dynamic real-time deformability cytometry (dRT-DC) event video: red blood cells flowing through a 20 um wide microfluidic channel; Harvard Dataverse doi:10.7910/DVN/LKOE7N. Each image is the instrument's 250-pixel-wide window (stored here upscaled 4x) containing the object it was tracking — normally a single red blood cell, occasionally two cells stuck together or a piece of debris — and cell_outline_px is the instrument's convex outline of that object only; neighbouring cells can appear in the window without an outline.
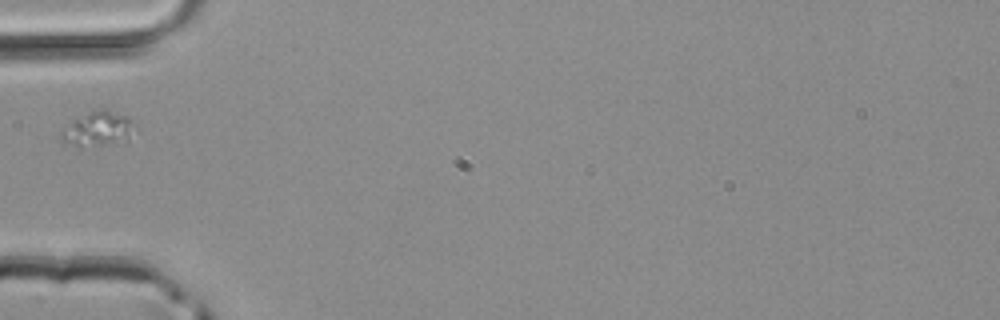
{"species": "common noctule bat (a hibernating species)", "species_latin": "Nyctalus noctula", "temperature_condition": "room temperature", "stored_images_in_passage": 1, "camera_frame_rate_fps": 3000, "um_per_image_px": 0.085, "animal": {"sex": "male", "body_mass_g": 20.4}, "frame": {"image": 1, "passage_image": 1, "time_ms": 0.0, "image_size_px": [1000, 320], "cell_outline_px": [[136, 128], [128, 140], [80, 148], [60, 140], [60, 132], [72, 120], [92, 112], [108, 112], [124, 116]], "centroid_in_image_um": [8.26, 11.04], "position_along_channel_um": 76.7, "area_um2": 14.1}}